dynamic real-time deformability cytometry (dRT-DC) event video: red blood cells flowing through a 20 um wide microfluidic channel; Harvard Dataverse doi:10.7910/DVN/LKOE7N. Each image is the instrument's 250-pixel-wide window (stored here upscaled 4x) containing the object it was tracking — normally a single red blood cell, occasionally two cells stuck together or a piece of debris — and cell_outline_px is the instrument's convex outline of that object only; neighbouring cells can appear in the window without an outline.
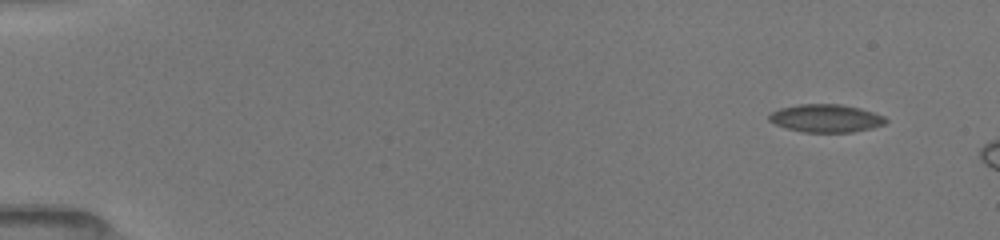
{"species": "common noctule bat (a hibernating species)", "species_latin": "Nyctalus noctula", "temperature_condition": "room temperature", "stored_images_in_passage": 21, "camera_frame_rate_fps": 3000, "um_per_image_px": 0.085, "animal": {"sex": "female", "body_mass_g": 19.5, "forearm_length_mm": 54.1}, "frame": {"image": 1, "passage_image": 1, "time_ms": 0.0, "image_size_px": [1000, 240], "cell_outline_px": [[888, 120], [884, 124], [868, 128], [848, 132], [804, 132], [788, 128], [776, 124], [768, 120], [768, 116], [772, 112], [780, 108], [800, 104], [840, 104], [860, 108], [884, 116]], "centroid_in_image_um": [70.18, 10.04], "position_along_channel_um": 14.8, "area_um2": 18.67}}